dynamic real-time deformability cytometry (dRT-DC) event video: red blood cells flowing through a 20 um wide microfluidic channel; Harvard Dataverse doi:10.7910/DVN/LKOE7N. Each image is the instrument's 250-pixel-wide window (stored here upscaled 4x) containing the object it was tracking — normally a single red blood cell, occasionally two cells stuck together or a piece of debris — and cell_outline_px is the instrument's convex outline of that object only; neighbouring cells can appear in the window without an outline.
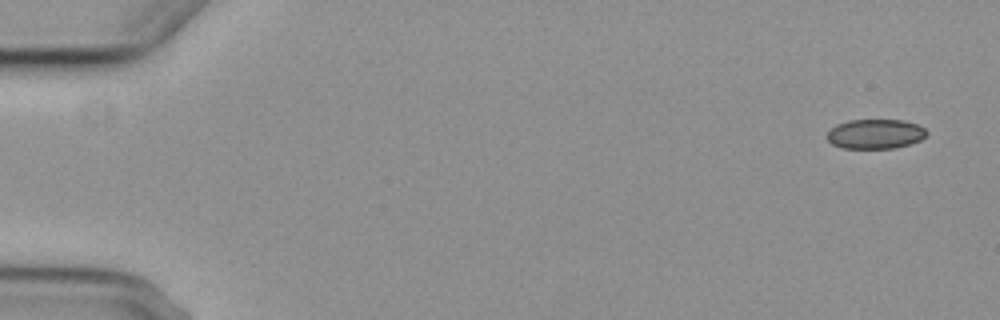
{"species": "common noctule bat (a hibernating species)", "species_latin": "Nyctalus noctula", "temperature_condition": "cold", "stored_images_in_passage": 5, "camera_frame_rate_fps": 3000, "um_per_image_px": 0.085, "animal": {"sex": "female", "body_mass_g": 29.2, "forearm_length_mm": 56.3}, "frame": {"image": 1, "passage_image": 1, "time_ms": 0.0, "image_size_px": [1000, 320], "cell_outline_px": [[928, 132], [920, 140], [896, 148], [840, 148], [832, 144], [828, 140], [828, 132], [836, 124], [848, 120], [904, 120], [920, 124]], "centroid_in_image_um": [74.41, 11.38], "position_along_channel_um": 10.6, "area_um2": 17.22}}